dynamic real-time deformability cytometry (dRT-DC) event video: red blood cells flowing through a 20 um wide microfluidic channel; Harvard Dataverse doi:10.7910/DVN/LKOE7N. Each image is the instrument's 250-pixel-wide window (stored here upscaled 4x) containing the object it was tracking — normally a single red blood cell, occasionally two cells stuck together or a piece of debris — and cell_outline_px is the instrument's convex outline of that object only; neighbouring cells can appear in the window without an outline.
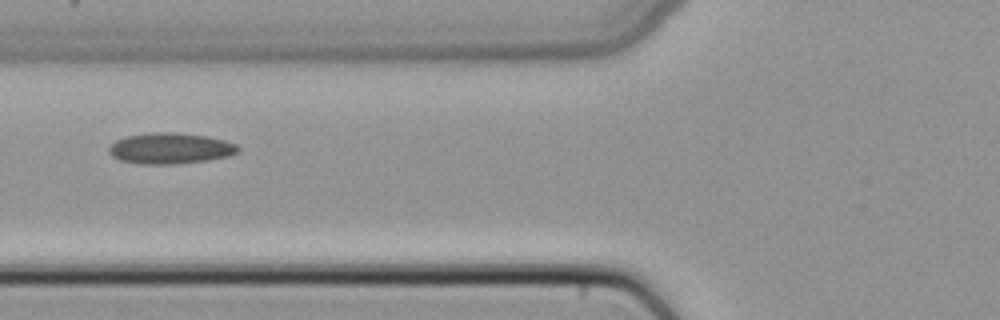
{"species": "common noctule bat (a hibernating species)", "species_latin": "Nyctalus noctula", "temperature_condition": "cold", "stored_images_in_passage": 6, "camera_frame_rate_fps": 3000, "um_per_image_px": 0.085, "animal": {"sex": "female", "body_mass_g": 22.7, "forearm_length_mm": 54.2}, "frame": {"image": 1, "passage_image": 5, "time_ms": 1.333, "image_size_px": [1000, 320], "cell_outline_px": [[240, 148], [236, 152], [228, 156], [208, 160], [176, 164], [140, 164], [120, 160], [112, 156], [108, 152], [108, 148], [116, 140], [128, 136], [148, 132], [172, 132], [208, 136], [224, 140], [236, 144]], "centroid_in_image_um": [14.46, 12.61], "position_along_channel_um": 111.3, "area_um2": 23.29}}